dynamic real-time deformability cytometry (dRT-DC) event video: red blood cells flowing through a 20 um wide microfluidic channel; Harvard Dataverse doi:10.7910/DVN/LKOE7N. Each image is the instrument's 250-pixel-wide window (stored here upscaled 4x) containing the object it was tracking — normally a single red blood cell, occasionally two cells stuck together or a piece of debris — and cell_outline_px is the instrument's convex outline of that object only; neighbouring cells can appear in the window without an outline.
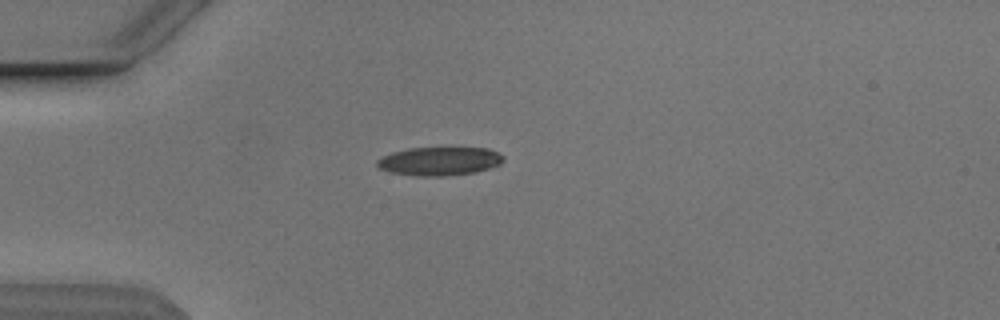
{"species": "Egyptian fruit bat (a non-hibernating species)", "species_latin": "Rousettus aegyptiacus", "temperature_condition": "cold", "stored_images_in_passage": 40, "camera_frame_rate_fps": 3000, "um_per_image_px": 0.085, "animal": {"sex": "male"}, "frame": {"image": 1, "passage_image": 1, "time_ms": 0.0, "image_size_px": [1000, 320], "cell_outline_px": [[504, 160], [500, 164], [476, 172], [444, 176], [420, 176], [392, 172], [380, 168], [376, 164], [376, 160], [380, 156], [392, 152], [408, 148], [488, 148], [504, 156]], "centroid_in_image_um": [37.34, 13.69], "position_along_channel_um": 47.7, "area_um2": 20.92}}
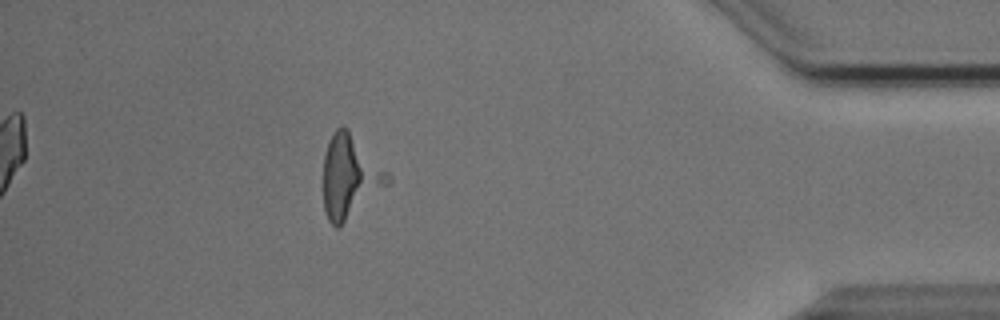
{"frame": {"image": 2, "passage_image": 34, "time_ms": 11.0, "image_size_px": [1000, 320], "cell_outline_px": [[392, 180], [388, 184], [340, 228], [336, 228], [328, 220], [324, 208], [324, 156], [328, 140], [336, 128], [348, 128], [388, 172]], "centroid_in_image_um": [29.74, 15.04], "position_along_channel_um": 405.5, "area_um2": 30.87}}